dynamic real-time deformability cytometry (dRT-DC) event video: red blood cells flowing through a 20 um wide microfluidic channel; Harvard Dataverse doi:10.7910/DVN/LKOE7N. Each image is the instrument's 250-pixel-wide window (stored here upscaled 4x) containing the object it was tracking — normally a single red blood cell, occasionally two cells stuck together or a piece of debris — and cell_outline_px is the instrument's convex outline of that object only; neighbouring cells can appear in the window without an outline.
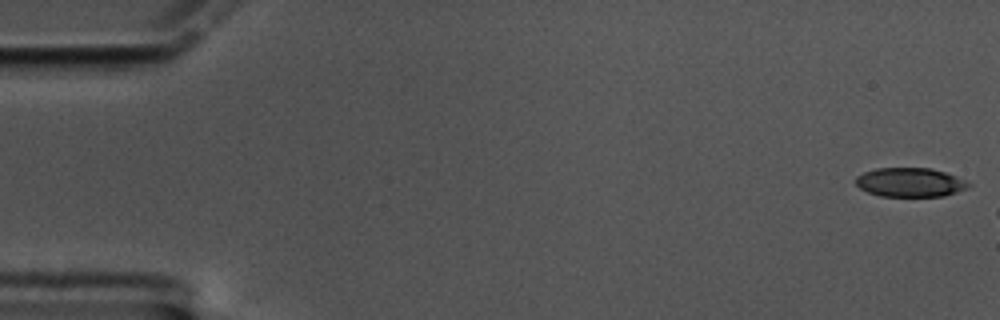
{"species": "common noctule bat (a hibernating species)", "species_latin": "Nyctalus noctula", "temperature_condition": "cold", "stored_images_in_passage": 13, "camera_frame_rate_fps": 3000, "um_per_image_px": 0.085, "animal": {"sex": "male", "body_mass_g": 17.5, "forearm_length_mm": 52.3}, "frame": {"image": 1, "passage_image": 1, "time_ms": 0.0, "image_size_px": [1000, 320], "cell_outline_px": [[972, 184], [968, 188], [944, 196], [880, 196], [868, 192], [860, 188], [856, 184], [856, 176], [864, 172], [876, 168], [932, 168], [956, 176]], "centroid_in_image_um": [77.36, 15.5], "position_along_channel_um": 7.6, "area_um2": 19.07}}